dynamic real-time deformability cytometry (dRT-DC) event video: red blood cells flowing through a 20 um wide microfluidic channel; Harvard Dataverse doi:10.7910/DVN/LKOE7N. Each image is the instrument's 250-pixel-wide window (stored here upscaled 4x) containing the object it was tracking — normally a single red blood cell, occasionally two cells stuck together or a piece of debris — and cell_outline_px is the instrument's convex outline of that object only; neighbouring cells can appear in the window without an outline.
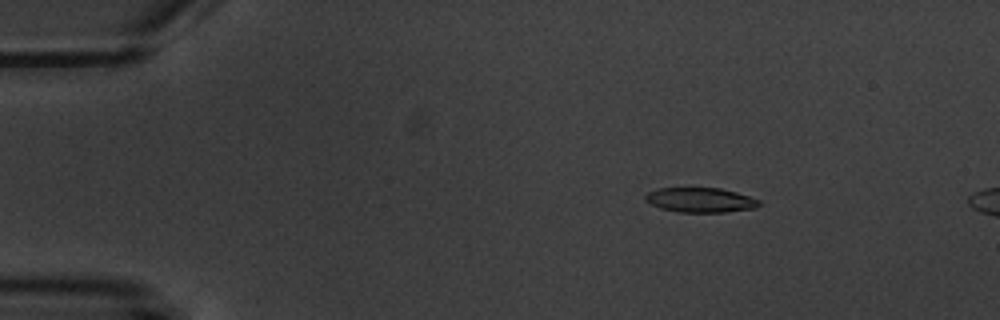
{"species": "common noctule bat (a hibernating species)", "species_latin": "Nyctalus noctula", "temperature_condition": "warm", "stored_images_in_passage": 5, "camera_frame_rate_fps": 3000, "um_per_image_px": 0.085, "animal": {"sex": "male", "body_mass_g": 20.1, "forearm_length_mm": 53.5}, "frame": {"image": 1, "passage_image": 3, "time_ms": 2.333, "image_size_px": [1000, 320], "cell_outline_px": [[760, 204], [756, 208], [724, 212], [680, 212], [660, 208], [644, 200], [644, 196], [648, 192], [656, 188], [720, 188], [736, 192], [760, 200]], "centroid_in_image_um": [59.52, 17.0], "position_along_channel_um": 25.5, "area_um2": 16.36}}